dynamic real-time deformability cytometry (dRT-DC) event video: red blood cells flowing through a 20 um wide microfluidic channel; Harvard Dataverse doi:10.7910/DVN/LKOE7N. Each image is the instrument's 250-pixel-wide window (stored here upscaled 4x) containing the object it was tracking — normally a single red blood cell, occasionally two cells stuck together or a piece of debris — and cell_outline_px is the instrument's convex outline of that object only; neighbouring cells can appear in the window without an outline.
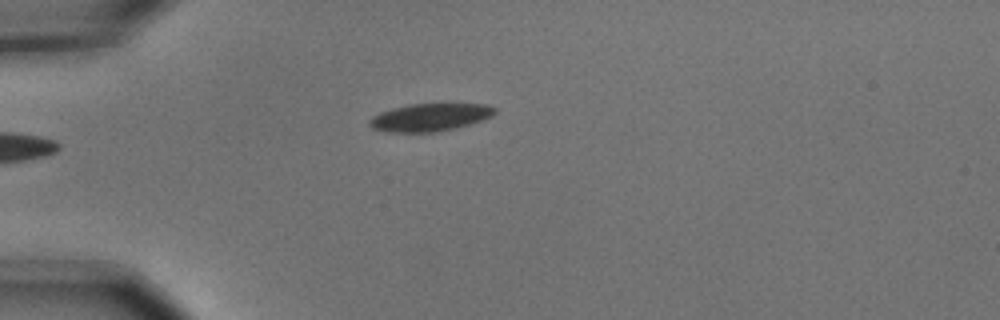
{"species": "common noctule bat (a hibernating species)", "species_latin": "Nyctalus noctula", "temperature_condition": "cold", "stored_images_in_passage": 4, "camera_frame_rate_fps": 3000, "um_per_image_px": 0.085, "animal": {"sex": "male", "body_mass_g": 15.6}, "frame": {"image": 1, "passage_image": 4, "time_ms": 1.0, "image_size_px": [1000, 320], "cell_outline_px": [[496, 112], [492, 116], [468, 124], [436, 132], [388, 132], [372, 128], [368, 124], [372, 116], [380, 112], [392, 108], [408, 104], [488, 104], [496, 108]], "centroid_in_image_um": [36.51, 9.96], "position_along_channel_um": 48.5, "area_um2": 20.06}}